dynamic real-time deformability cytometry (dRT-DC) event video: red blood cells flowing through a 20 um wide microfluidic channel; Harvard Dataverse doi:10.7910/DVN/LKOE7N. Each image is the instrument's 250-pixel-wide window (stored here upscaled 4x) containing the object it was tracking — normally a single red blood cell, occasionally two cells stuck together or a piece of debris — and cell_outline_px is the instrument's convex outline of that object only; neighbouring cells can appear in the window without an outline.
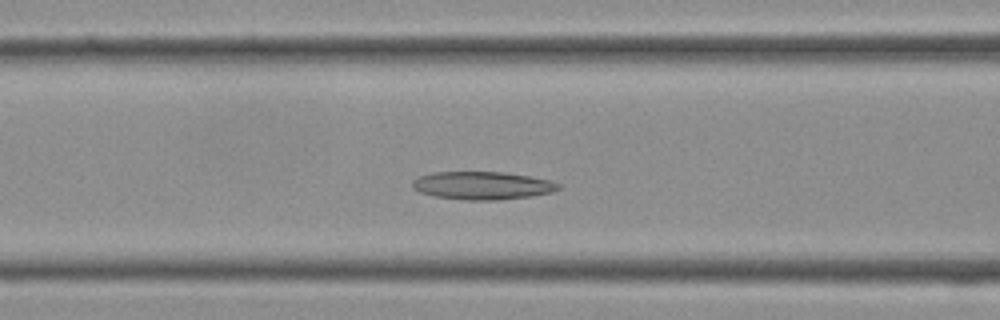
{"species": "Egyptian fruit bat (a non-hibernating species)", "species_latin": "Rousettus aegyptiacus", "temperature_condition": "cold", "stored_images_in_passage": 36, "camera_frame_rate_fps": 3000, "um_per_image_px": 0.085, "frame": {"image": 1, "passage_image": 12, "time_ms": 3.667, "image_size_px": [1000, 320], "cell_outline_px": [[560, 188], [552, 192], [532, 196], [500, 200], [464, 200], [436, 196], [420, 192], [412, 188], [412, 180], [420, 176], [432, 172], [504, 172], [528, 176], [548, 180], [560, 184]], "centroid_in_image_um": [40.99, 15.77], "position_along_channel_um": 125.6, "area_um2": 23.76}}
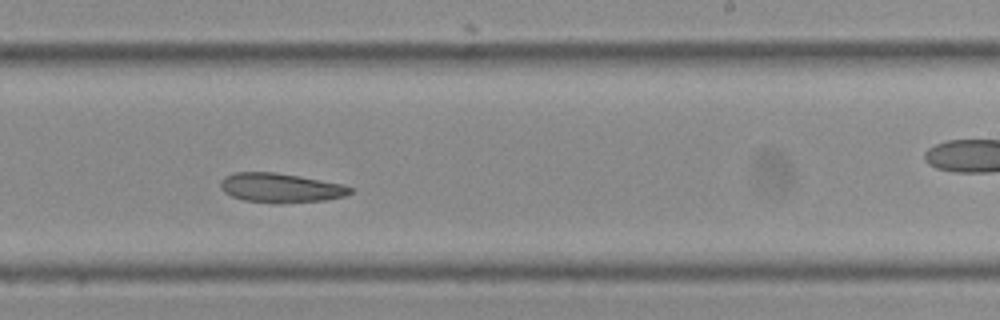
{"frame": {"image": 2, "passage_image": 20, "time_ms": 6.333, "image_size_px": [1000, 320], "cell_outline_px": [[352, 192], [344, 196], [324, 200], [280, 204], [272, 204], [244, 200], [232, 196], [224, 192], [220, 188], [220, 180], [224, 176], [232, 172], [276, 172], [300, 176], [344, 184], [352, 188]], "centroid_in_image_um": [23.82, 15.97], "position_along_channel_um": 265.2, "area_um2": 22.54}}
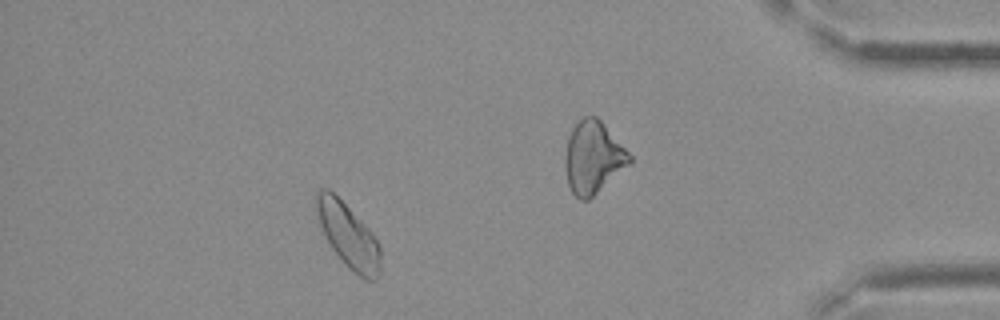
{"frame": {"image": 3, "passage_image": 31, "time_ms": 10.0, "image_size_px": [1000, 320], "cell_outline_px": [[380, 276], [376, 280], [364, 280], [348, 268], [332, 248], [320, 224], [316, 212], [316, 192], [320, 188], [328, 188], [364, 224], [380, 244]], "centroid_in_image_um": [29.62, 20.06], "position_along_channel_um": 405.6, "area_um2": 23.58}}